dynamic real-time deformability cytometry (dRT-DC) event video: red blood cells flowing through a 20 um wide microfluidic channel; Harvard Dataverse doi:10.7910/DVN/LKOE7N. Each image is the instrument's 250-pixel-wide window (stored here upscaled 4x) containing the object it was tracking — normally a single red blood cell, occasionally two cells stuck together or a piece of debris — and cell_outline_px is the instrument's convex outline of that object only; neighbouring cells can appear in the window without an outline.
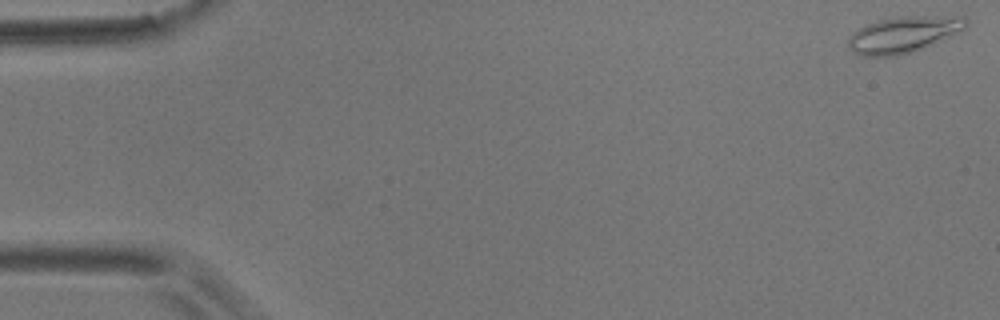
{"species": "common noctule bat (a hibernating species)", "species_latin": "Nyctalus noctula", "temperature_condition": "room temperature", "stored_images_in_passage": 56, "camera_frame_rate_fps": 3000, "um_per_image_px": 0.085, "animal": {"sex": "male", "body_mass_g": 17.9}, "frame": {"image": 1, "passage_image": 1, "time_ms": 0.0, "image_size_px": [1000, 320], "cell_outline_px": [[968, 24], [964, 28], [924, 48], [912, 52], [896, 56], [860, 56], [852, 52], [848, 44], [848, 40], [852, 32], [864, 24], [876, 20], [892, 16], [964, 16], [968, 20]], "centroid_in_image_um": [76.73, 2.92], "position_along_channel_um": 8.3, "area_um2": 25.09}}
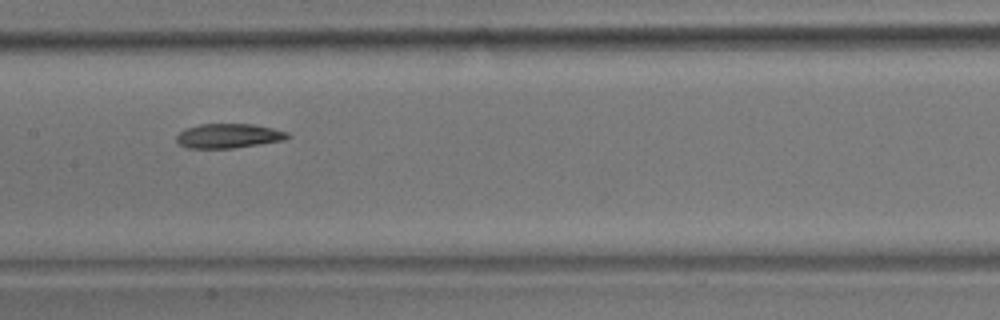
{"frame": {"image": 2, "passage_image": 28, "time_ms": 9.0, "image_size_px": [1000, 320], "cell_outline_px": [[292, 136], [284, 140], [260, 144], [232, 148], [188, 148], [180, 144], [176, 140], [176, 136], [184, 128], [200, 124], [252, 124], [272, 128], [288, 132]], "centroid_in_image_um": [19.43, 11.54], "position_along_channel_um": 188.0, "area_um2": 15.84}}
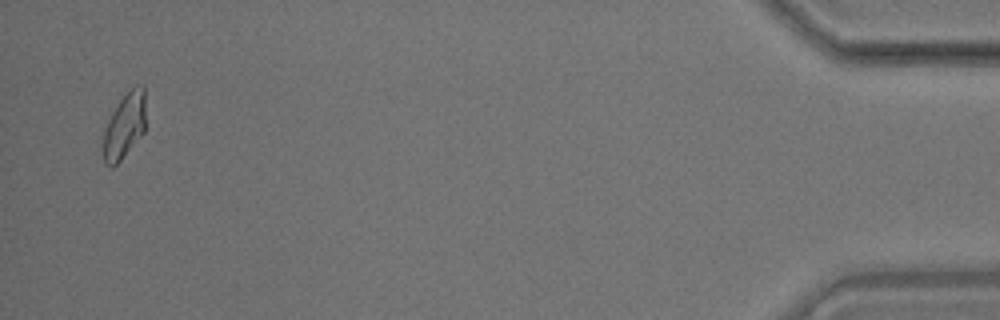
{"frame": {"image": 3, "passage_image": 55, "time_ms": 18.0, "image_size_px": [1000, 320], "cell_outline_px": [[144, 132], [120, 160], [112, 168], [104, 164], [104, 132], [108, 120], [112, 112], [120, 100], [136, 84], [144, 84]], "centroid_in_image_um": [10.58, 10.69], "position_along_channel_um": 424.6, "area_um2": 15.78}, "authors_computed_cell_mechanics": {"area_um2": 16.8198, "velocity_mm_per_s": 3.5549, "shape_relaxation_time_tau1_ms": null, "shape_relaxation_time_tau2_ms": 4.7366, "deformation_change_tau1": null, "deformation_change_tau2": 0.098}}